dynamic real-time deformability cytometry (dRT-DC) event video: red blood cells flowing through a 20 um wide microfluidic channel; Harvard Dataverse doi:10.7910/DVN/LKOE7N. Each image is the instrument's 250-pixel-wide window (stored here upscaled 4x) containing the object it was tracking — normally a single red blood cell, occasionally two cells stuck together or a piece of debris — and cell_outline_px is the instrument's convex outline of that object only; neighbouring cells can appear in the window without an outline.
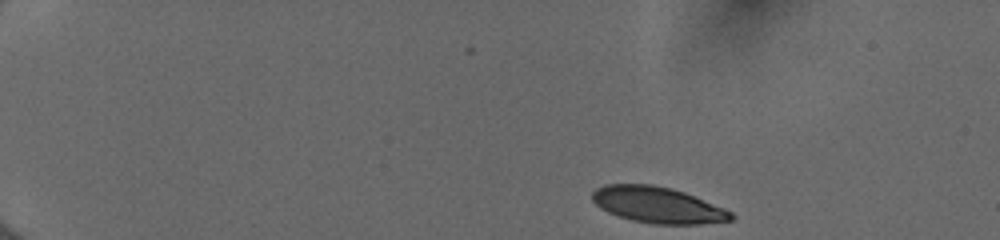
{"species": "human", "species_latin": "Homo sapiens", "temperature_condition": "cold", "stored_images_in_passage": 45, "camera_frame_rate_fps": 3000, "um_per_image_px": 0.085, "donor": {"sex": "female"}, "frame": {"image": 1, "passage_image": 1, "time_ms": 0.0, "image_size_px": [1000, 240], "cell_outline_px": [[736, 216], [732, 220], [700, 224], [656, 224], [632, 220], [608, 212], [600, 208], [592, 200], [592, 192], [596, 188], [604, 184], [652, 184], [672, 188], [684, 192], [724, 208], [732, 212]], "centroid_in_image_um": [55.9, 17.41], "position_along_channel_um": 29.1, "area_um2": 29.19}}
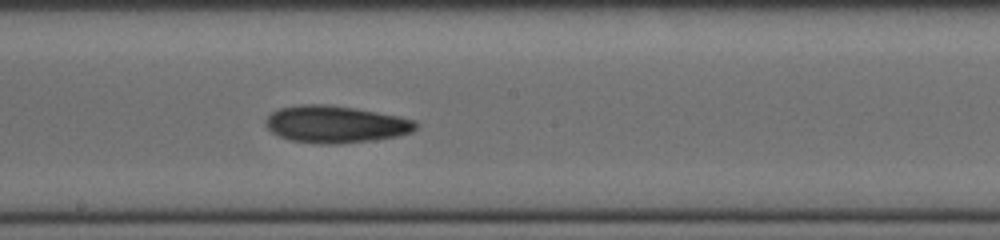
{"frame": {"image": 2, "passage_image": 24, "time_ms": 7.667, "image_size_px": [1000, 240], "cell_outline_px": [[420, 124], [412, 132], [396, 136], [376, 140], [336, 144], [320, 144], [292, 140], [280, 136], [272, 132], [264, 124], [264, 120], [272, 112], [280, 108], [300, 104], [324, 104], [352, 108], [400, 116], [416, 120]], "centroid_in_image_um": [28.54, 10.56], "position_along_channel_um": 219.7, "area_um2": 32.48}}
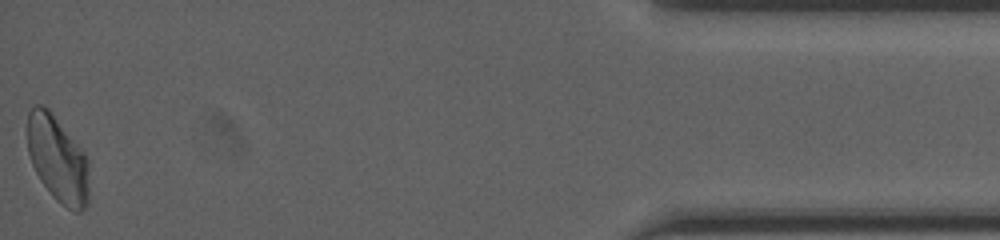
{"frame": {"image": 3, "passage_image": 45, "time_ms": 14.667, "image_size_px": [1000, 240], "cell_outline_px": [[88, 204], [80, 212], [76, 212], [60, 204], [52, 196], [40, 180], [32, 164], [28, 152], [28, 112], [36, 104], [44, 104], [48, 108], [84, 152], [88, 160]], "centroid_in_image_um": [4.9, 13.53], "position_along_channel_um": 430.3, "area_um2": 30.92}, "authors_computed_cell_mechanics": {"area_um2": 30.6918, "velocity_mm_per_s": 3.9865, "shape_relaxation_time_tau1_ms": 5.7293, "shape_relaxation_time_tau2_ms": 4.5467, "deformation_change_tau1": 0.1455, "deformation_change_tau2": 0.1115}}